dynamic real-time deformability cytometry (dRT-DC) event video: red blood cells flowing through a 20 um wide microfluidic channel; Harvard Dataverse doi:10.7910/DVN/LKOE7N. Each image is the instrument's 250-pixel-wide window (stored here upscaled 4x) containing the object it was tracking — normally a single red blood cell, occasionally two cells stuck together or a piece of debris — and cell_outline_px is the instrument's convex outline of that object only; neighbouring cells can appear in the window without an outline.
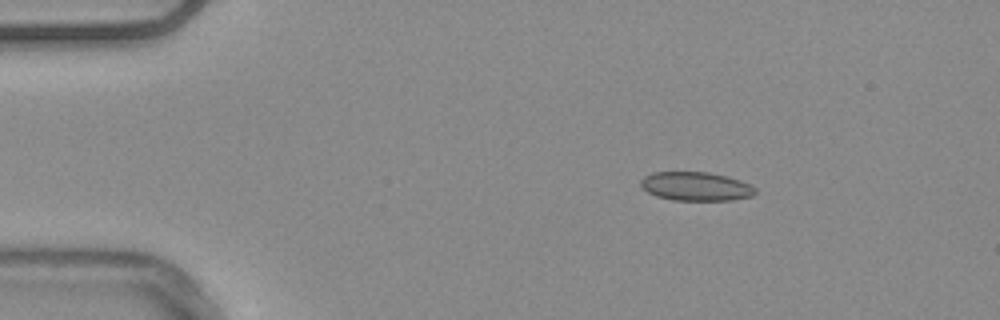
{"species": "common noctule bat (a hibernating species)", "species_latin": "Nyctalus noctula", "temperature_condition": "warm", "stored_images_in_passage": 53, "camera_frame_rate_fps": 3000, "um_per_image_px": 0.085, "animal": {"sex": "male", "body_mass_g": 20.4}, "frame": {"image": 1, "passage_image": 8, "time_ms": 2.333, "image_size_px": [1000, 320], "cell_outline_px": [[756, 192], [752, 196], [728, 200], [672, 200], [656, 196], [648, 192], [640, 184], [640, 180], [644, 176], [652, 172], [708, 172], [728, 176], [740, 180], [756, 188]], "centroid_in_image_um": [59.13, 15.83], "position_along_channel_um": 25.9, "area_um2": 19.19}}
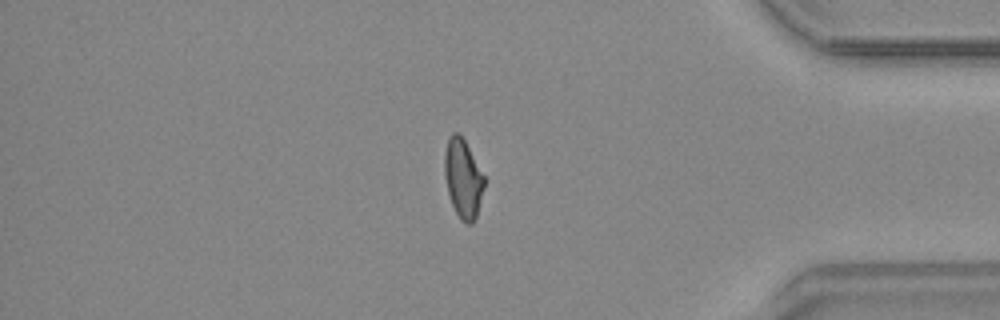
{"frame": {"image": 2, "passage_image": 45, "time_ms": 14.667, "image_size_px": [1000, 320], "cell_outline_px": [[484, 188], [476, 216], [472, 224], [468, 224], [460, 220], [452, 204], [448, 192], [444, 172], [444, 152], [448, 136], [452, 132], [460, 132], [484, 176]], "centroid_in_image_um": [39.34, 15.14], "position_along_channel_um": 395.9, "area_um2": 18.21}}
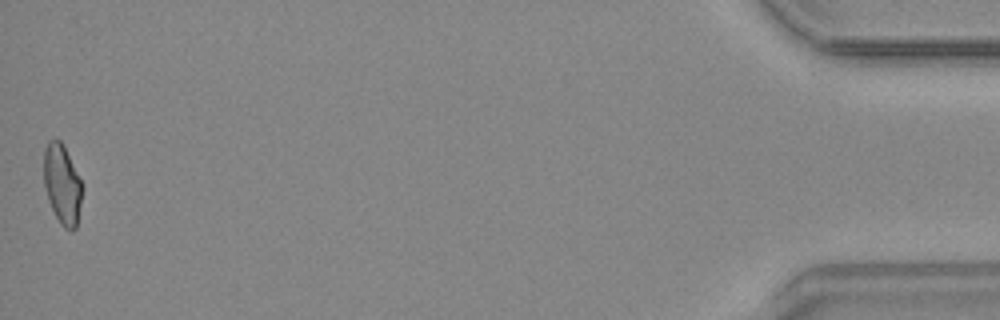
{"frame": {"image": 3, "passage_image": 53, "time_ms": 17.333, "image_size_px": [1000, 320], "cell_outline_px": [[84, 184], [76, 228], [72, 232], [64, 228], [60, 224], [48, 200], [44, 184], [44, 148], [48, 140], [56, 136], [60, 140]], "centroid_in_image_um": [5.29, 15.65], "position_along_channel_um": 429.9, "area_um2": 18.09}, "authors_computed_cell_mechanics": {"area_um2": 18.785, "velocity_mm_per_s": 3.7802, "shape_relaxation_time_tau1_ms": null, "shape_relaxation_time_tau2_ms": 1.7629, "deformation_change_tau1": null, "deformation_change_tau2": 0.0584}}